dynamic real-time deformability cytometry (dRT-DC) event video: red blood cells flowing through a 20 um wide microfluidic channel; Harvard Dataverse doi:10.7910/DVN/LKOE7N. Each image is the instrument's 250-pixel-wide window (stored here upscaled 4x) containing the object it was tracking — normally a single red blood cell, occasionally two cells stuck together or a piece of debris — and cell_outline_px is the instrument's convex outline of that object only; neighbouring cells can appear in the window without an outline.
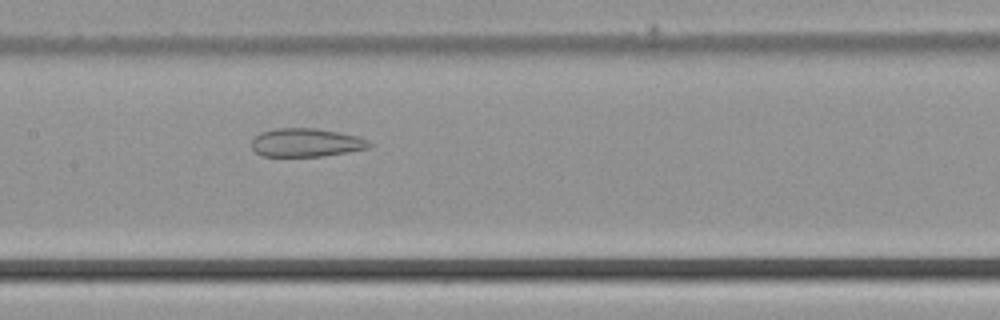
{"species": "common noctule bat (a hibernating species)", "species_latin": "Nyctalus noctula", "temperature_condition": "cold", "stored_images_in_passage": 49, "camera_frame_rate_fps": 3000, "um_per_image_px": 0.085, "animal": {"sex": "male", "body_mass_g": 21.5, "forearm_length_mm": 52.0}, "frame": {"image": 1, "passage_image": 24, "time_ms": 7.667, "image_size_px": [1000, 320], "cell_outline_px": [[372, 144], [368, 148], [324, 156], [264, 156], [256, 152], [252, 148], [252, 140], [260, 132], [276, 128], [316, 128], [340, 132], [360, 136], [368, 140]], "centroid_in_image_um": [26.04, 12.11], "position_along_channel_um": 181.4, "area_um2": 19.54}}
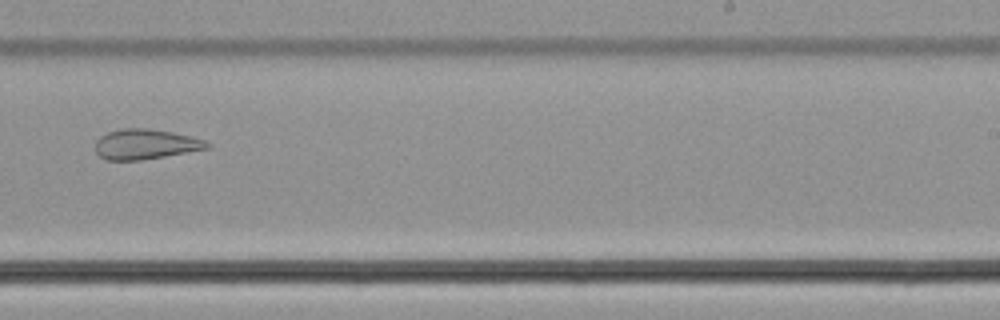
{"frame": {"image": 2, "passage_image": 31, "time_ms": 10.0, "image_size_px": [1000, 320], "cell_outline_px": [[212, 144], [208, 148], [164, 156], [140, 160], [108, 160], [100, 156], [96, 152], [96, 140], [100, 136], [108, 132], [120, 128], [148, 128], [172, 132], [204, 140]], "centroid_in_image_um": [12.33, 12.25], "position_along_channel_um": 276.7, "area_um2": 19.42}}
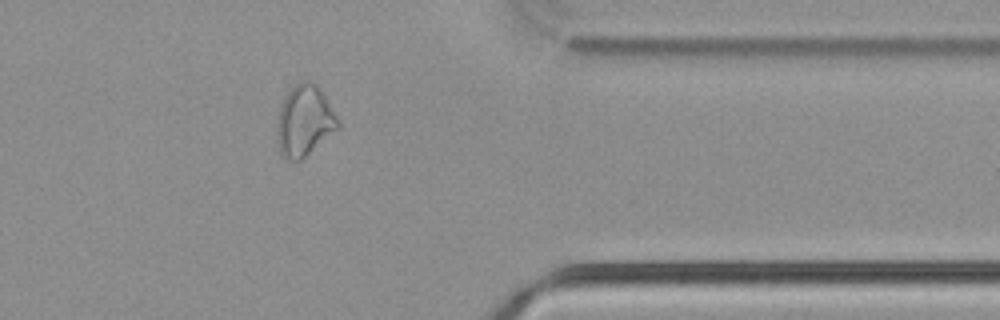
{"frame": {"image": 3, "passage_image": 40, "time_ms": 13.0, "image_size_px": [1000, 320], "cell_outline_px": [[340, 128], [300, 160], [284, 160], [280, 152], [276, 136], [276, 124], [280, 104], [284, 96], [300, 80], [312, 80], [320, 88], [336, 116], [340, 124]], "centroid_in_image_um": [25.85, 10.26], "position_along_channel_um": 385.6, "area_um2": 25.37}}